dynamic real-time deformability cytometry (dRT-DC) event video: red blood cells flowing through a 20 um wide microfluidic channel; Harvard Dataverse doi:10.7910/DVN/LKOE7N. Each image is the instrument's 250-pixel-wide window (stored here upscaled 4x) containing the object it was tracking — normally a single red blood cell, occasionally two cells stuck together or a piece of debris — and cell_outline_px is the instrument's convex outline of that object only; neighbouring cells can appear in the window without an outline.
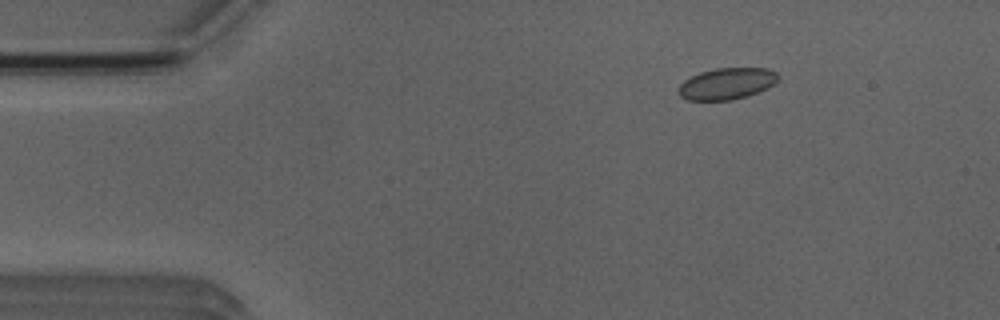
{"species": "Egyptian fruit bat (a non-hibernating species)", "species_latin": "Rousettus aegyptiacus", "temperature_condition": "room temperature", "stored_images_in_passage": 43, "camera_frame_rate_fps": 3000, "um_per_image_px": 0.085, "animal": {"sex": "male"}, "frame": {"image": 1, "passage_image": 8, "time_ms": 2.333, "image_size_px": [1000, 320], "cell_outline_px": [[780, 76], [772, 84], [756, 92], [732, 100], [688, 100], [680, 96], [676, 92], [680, 84], [684, 80], [700, 72], [716, 68], [768, 68], [776, 72]], "centroid_in_image_um": [61.72, 7.1], "position_along_channel_um": 23.3, "area_um2": 18.09}}
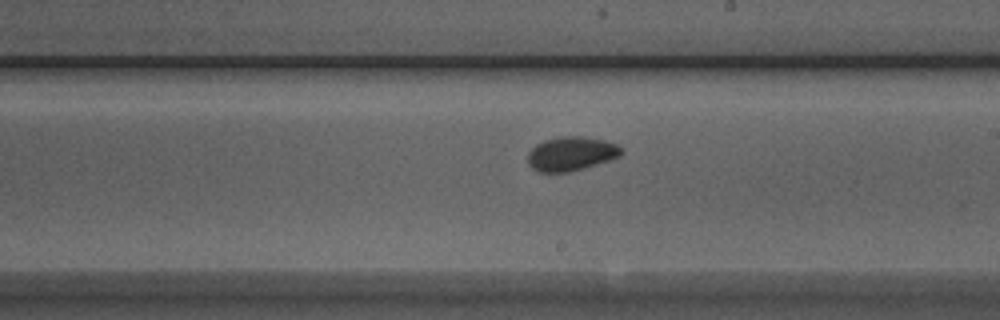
{"frame": {"image": 2, "passage_image": 30, "time_ms": 9.667, "image_size_px": [1000, 320], "cell_outline_px": [[624, 152], [620, 156], [584, 168], [568, 172], [540, 172], [532, 168], [528, 164], [528, 152], [536, 144], [544, 140], [560, 136], [580, 136], [604, 140], [616, 144], [624, 148]], "centroid_in_image_um": [48.55, 13.06], "position_along_channel_um": 240.4, "area_um2": 18.61}}
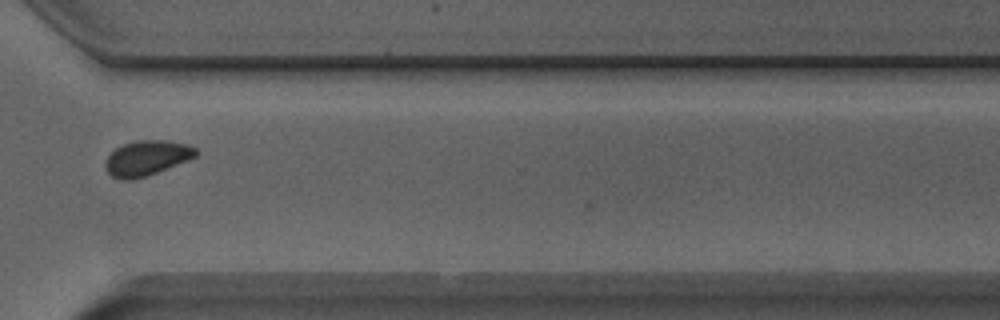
{"frame": {"image": 3, "passage_image": 39, "time_ms": 12.667, "image_size_px": [1000, 320], "cell_outline_px": [[196, 156], [188, 160], [156, 172], [132, 180], [120, 180], [112, 176], [104, 168], [104, 164], [108, 156], [116, 148], [124, 144], [136, 140], [168, 140], [188, 144], [196, 148]], "centroid_in_image_um": [12.45, 13.42], "position_along_channel_um": 358.1, "area_um2": 18.38}, "authors_computed_cell_mechanics": {"area_um2": 18.207, "velocity_mm_per_s": 3.9093, "shape_relaxation_time_tau1_ms": 1.6848, "shape_relaxation_time_tau2_ms": 1.2719, "deformation_change_tau1": 0.0499, "deformation_change_tau2": 0.0314}}